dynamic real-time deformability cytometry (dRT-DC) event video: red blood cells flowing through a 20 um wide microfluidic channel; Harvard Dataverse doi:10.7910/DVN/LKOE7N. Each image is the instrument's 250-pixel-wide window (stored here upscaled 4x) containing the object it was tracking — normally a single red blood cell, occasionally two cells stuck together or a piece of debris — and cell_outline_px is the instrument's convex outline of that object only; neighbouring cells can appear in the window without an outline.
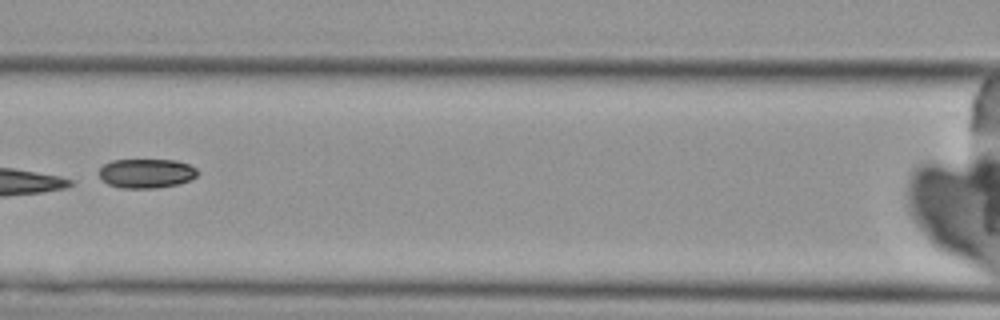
{"species": "Egyptian fruit bat (a non-hibernating species)", "species_latin": "Rousettus aegyptiacus", "temperature_condition": "cold", "stored_images_in_passage": 10, "camera_frame_rate_fps": 3000, "um_per_image_px": 0.085, "animal": {"sex": "female"}, "frame": {"image": 1, "passage_image": 7, "time_ms": 8.0, "image_size_px": [1000, 320], "cell_outline_px": [[196, 176], [188, 180], [176, 184], [152, 188], [120, 188], [108, 184], [100, 180], [100, 168], [104, 164], [112, 160], [176, 160], [188, 164], [196, 168]], "centroid_in_image_um": [12.39, 14.73], "position_along_channel_um": 154.2, "area_um2": 16.65}}
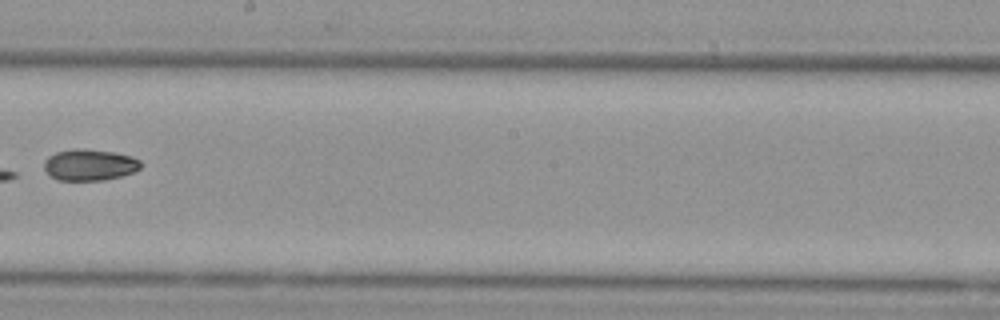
{"frame": {"image": 2, "passage_image": 9, "time_ms": 10.333, "image_size_px": [1000, 320], "cell_outline_px": [[140, 168], [132, 172], [120, 176], [104, 180], [56, 180], [44, 168], [44, 160], [48, 156], [56, 152], [72, 148], [80, 148], [116, 152], [132, 156], [140, 160]], "centroid_in_image_um": [7.6, 13.99], "position_along_channel_um": 240.6, "area_um2": 17.69}}
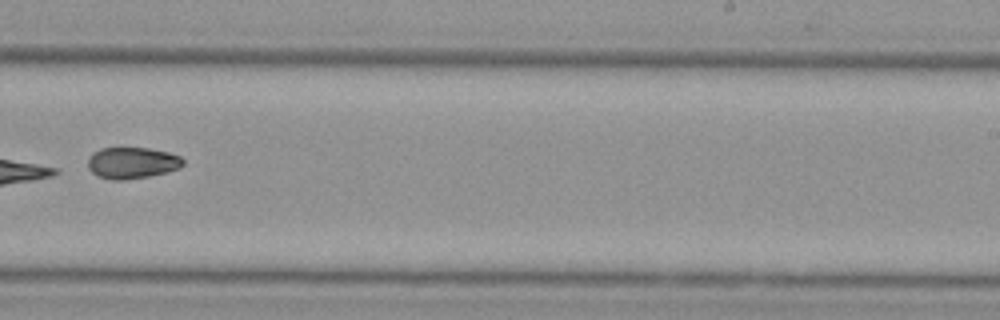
{"frame": {"image": 3, "passage_image": 10, "time_ms": 11.333, "image_size_px": [1000, 320], "cell_outline_px": [[184, 164], [180, 168], [168, 172], [148, 176], [124, 180], [112, 180], [96, 176], [88, 168], [88, 156], [92, 152], [100, 148], [148, 148], [168, 152], [180, 156], [184, 160]], "centroid_in_image_um": [11.21, 13.84], "position_along_channel_um": 277.8, "area_um2": 17.63}}